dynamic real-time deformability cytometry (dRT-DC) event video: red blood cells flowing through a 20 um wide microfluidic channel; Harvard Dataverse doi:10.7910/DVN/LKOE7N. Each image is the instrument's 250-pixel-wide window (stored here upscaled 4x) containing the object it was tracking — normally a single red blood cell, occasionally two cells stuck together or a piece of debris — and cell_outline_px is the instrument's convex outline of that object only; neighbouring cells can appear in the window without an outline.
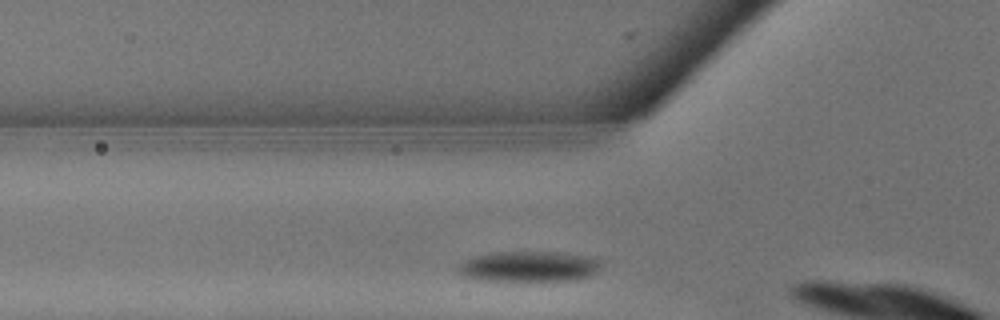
{"species": "common noctule bat (a hibernating species)", "species_latin": "Nyctalus noctula", "temperature_condition": "warm", "stored_images_in_passage": 3, "camera_frame_rate_fps": 3000, "um_per_image_px": 0.085, "animal": {"sex": "male", "body_mass_g": 13.3}, "frame": {"image": 1, "passage_image": 2, "time_ms": 0.333, "image_size_px": [1000, 320], "cell_outline_px": [[600, 272], [596, 276], [580, 280], [480, 280], [460, 276], [456, 268], [464, 260], [472, 256], [492, 252], [564, 252], [588, 256], [600, 260]], "centroid_in_image_um": [45.0, 22.65], "position_along_channel_um": 80.8, "area_um2": 26.01}}